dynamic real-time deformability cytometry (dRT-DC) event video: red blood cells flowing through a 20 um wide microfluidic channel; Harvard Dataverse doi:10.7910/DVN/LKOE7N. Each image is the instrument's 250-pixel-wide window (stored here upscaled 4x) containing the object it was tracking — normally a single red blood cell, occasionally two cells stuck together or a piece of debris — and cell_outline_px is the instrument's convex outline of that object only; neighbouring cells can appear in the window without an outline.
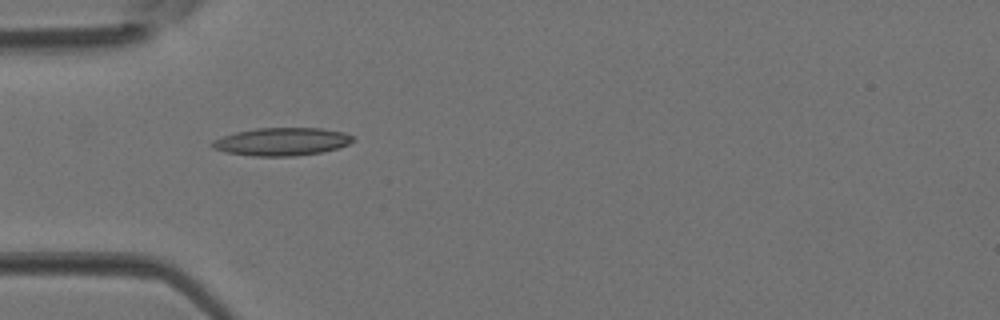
{"species": "Egyptian fruit bat (a non-hibernating species)", "species_latin": "Rousettus aegyptiacus", "temperature_condition": "room temperature", "stored_images_in_passage": 5, "camera_frame_rate_fps": 3000, "um_per_image_px": 0.085, "animal": {"sex": "female"}, "frame": {"image": 1, "passage_image": 4, "time_ms": 1.0, "image_size_px": [1000, 320], "cell_outline_px": [[356, 140], [348, 144], [336, 148], [320, 152], [292, 156], [252, 156], [228, 152], [212, 148], [208, 144], [212, 140], [236, 132], [256, 128], [320, 128], [344, 132], [352, 136]], "centroid_in_image_um": [23.93, 12.03], "position_along_channel_um": 61.1, "area_um2": 22.77}}
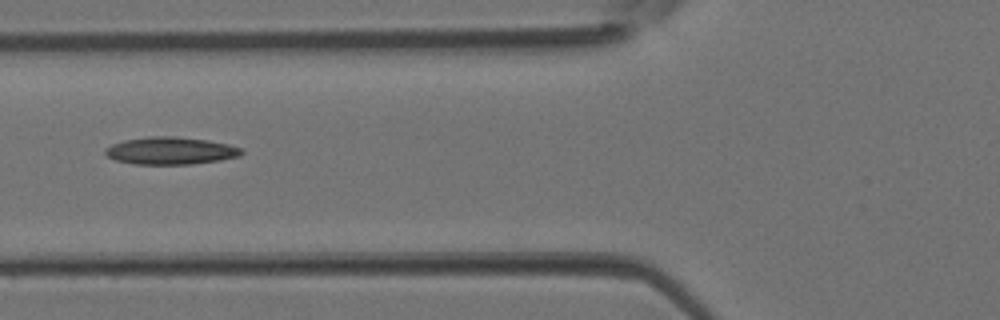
{"frame": {"image": 2, "passage_image": 5, "time_ms": 1.333, "image_size_px": [1000, 320], "cell_outline_px": [[244, 152], [240, 156], [220, 160], [192, 164], [132, 164], [116, 160], [108, 156], [104, 152], [104, 148], [112, 144], [124, 140], [148, 136], [176, 136], [208, 140], [228, 144], [244, 148]], "centroid_in_image_um": [14.52, 12.81], "position_along_channel_um": 111.3, "area_um2": 21.96}}